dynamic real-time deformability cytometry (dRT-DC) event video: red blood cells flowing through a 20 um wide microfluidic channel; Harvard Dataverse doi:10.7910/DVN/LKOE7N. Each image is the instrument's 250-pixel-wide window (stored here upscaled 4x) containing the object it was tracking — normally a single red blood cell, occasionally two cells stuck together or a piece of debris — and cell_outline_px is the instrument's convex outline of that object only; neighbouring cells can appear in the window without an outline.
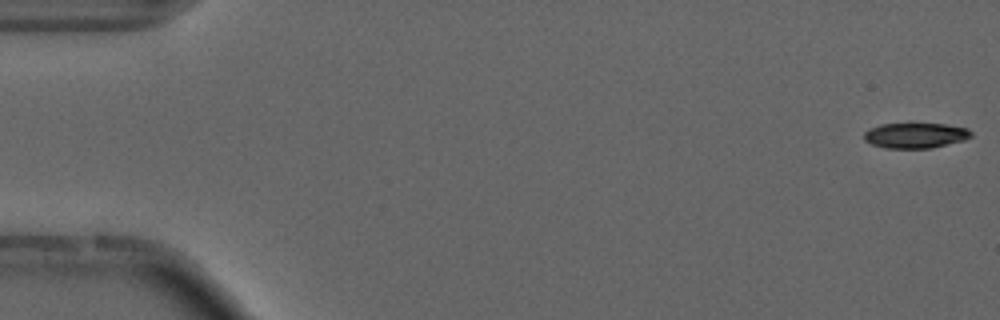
{"species": "common noctule bat (a hibernating species)", "species_latin": "Nyctalus noctula", "temperature_condition": "cold", "stored_images_in_passage": 55, "camera_frame_rate_fps": 3000, "um_per_image_px": 0.085, "animal": {"sex": "male", "forearm_length_mm": 52.5}, "frame": {"image": 1, "passage_image": 1, "time_ms": 0.0, "image_size_px": [1000, 320], "cell_outline_px": [[972, 136], [964, 140], [932, 148], [884, 148], [872, 144], [864, 140], [864, 132], [868, 128], [880, 124], [944, 124], [968, 128], [972, 132]], "centroid_in_image_um": [77.8, 11.51], "position_along_channel_um": 7.2, "area_um2": 15.84}}
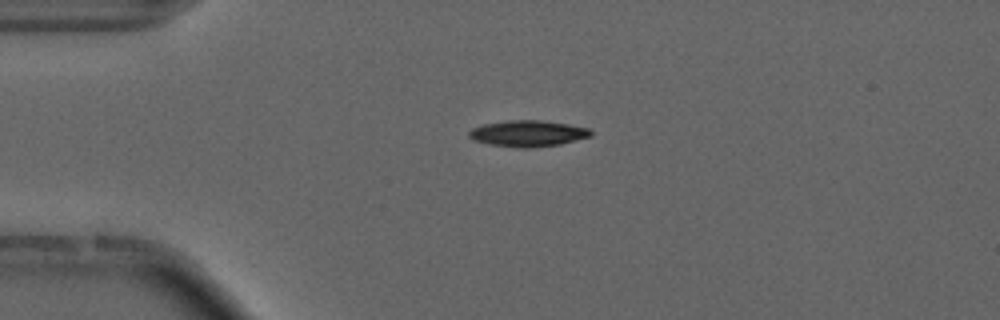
{"frame": {"image": 2, "passage_image": 13, "time_ms": 4.0, "image_size_px": [1000, 320], "cell_outline_px": [[592, 136], [560, 144], [532, 148], [520, 148], [488, 144], [472, 140], [468, 136], [468, 132], [472, 128], [484, 124], [508, 120], [540, 120], [568, 124], [588, 128], [592, 132]], "centroid_in_image_um": [44.85, 11.35], "position_along_channel_um": 40.2, "area_um2": 18.67}, "authors_computed_cell_mechanics": {"area_um2": 17.4556, "velocity_mm_per_s": 3.7272, "shape_relaxation_time_tau1_ms": 3.1594, "shape_relaxation_time_tau2_ms": null, "deformation_change_tau1": 0.1125, "deformation_change_tau2": null}}